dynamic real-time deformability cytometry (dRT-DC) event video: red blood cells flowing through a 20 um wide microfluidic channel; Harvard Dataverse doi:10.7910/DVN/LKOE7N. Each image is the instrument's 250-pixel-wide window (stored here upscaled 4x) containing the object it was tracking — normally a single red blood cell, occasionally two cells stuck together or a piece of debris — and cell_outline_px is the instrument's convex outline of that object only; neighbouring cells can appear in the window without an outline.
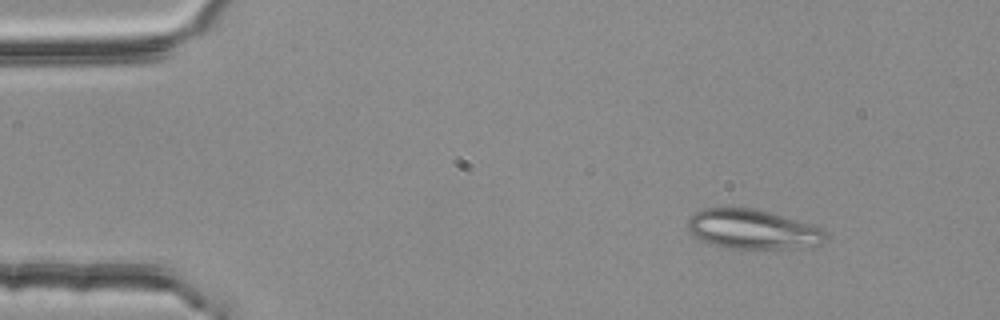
{"species": "common noctule bat (a hibernating species)", "species_latin": "Nyctalus noctula", "temperature_condition": "room temperature", "stored_images_in_passage": 47, "segment_of_instrument_passage": [1, 2], "camera_frame_rate_fps": 3000, "um_per_image_px": 0.085, "animal": {"sex": "female", "body_mass_g": 25.1}, "frame": {"image": 1, "passage_image": 1, "time_ms": 0.0, "image_size_px": [1000, 320], "cell_outline_px": [[828, 236], [820, 244], [788, 248], [724, 248], [708, 244], [692, 236], [688, 228], [688, 216], [692, 212], [704, 208], [752, 208], [768, 212], [820, 228]], "centroid_in_image_um": [63.84, 19.49], "position_along_channel_um": 21.2, "area_um2": 31.44}}